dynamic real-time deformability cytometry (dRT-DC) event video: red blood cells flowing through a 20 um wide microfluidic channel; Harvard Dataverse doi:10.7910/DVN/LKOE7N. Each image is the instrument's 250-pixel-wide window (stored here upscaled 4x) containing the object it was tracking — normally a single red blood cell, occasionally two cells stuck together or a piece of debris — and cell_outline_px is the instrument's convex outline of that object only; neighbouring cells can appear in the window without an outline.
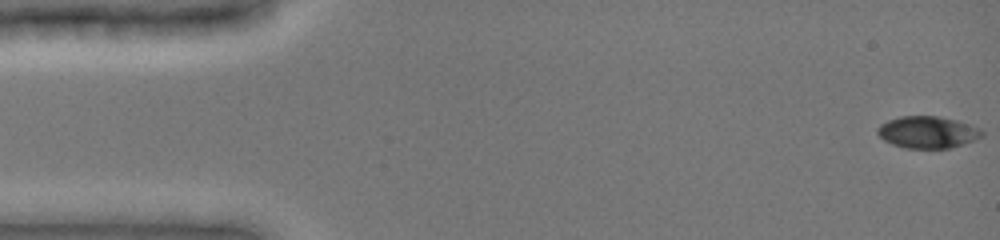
{"species": "common noctule bat (a hibernating species)", "species_latin": "Nyctalus noctula", "temperature_condition": "cold", "stored_images_in_passage": 46, "camera_frame_rate_fps": 3000, "um_per_image_px": 0.085, "animal": {"sex": "female", "body_mass_g": 19.0, "forearm_length_mm": 51.5}, "frame": {"image": 1, "passage_image": 1, "time_ms": 0.0, "image_size_px": [1000, 240], "cell_outline_px": [[984, 136], [976, 140], [952, 148], [904, 148], [892, 144], [884, 140], [876, 132], [876, 128], [880, 124], [888, 120], [900, 116], [940, 116], [956, 120], [980, 128], [984, 132]], "centroid_in_image_um": [78.86, 11.24], "position_along_channel_um": 6.1, "area_um2": 19.65}}
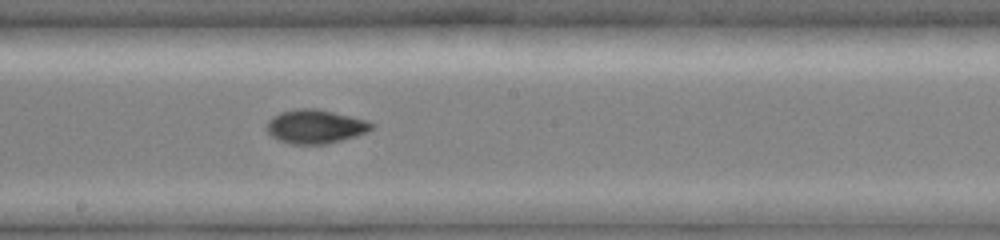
{"frame": {"image": 2, "passage_image": 27, "time_ms": 8.667, "image_size_px": [1000, 240], "cell_outline_px": [[376, 124], [368, 132], [356, 136], [328, 144], [288, 144], [272, 136], [264, 128], [268, 120], [272, 116], [280, 112], [296, 108], [316, 108], [368, 120]], "centroid_in_image_um": [26.8, 10.75], "position_along_channel_um": 221.4, "area_um2": 20.98}}
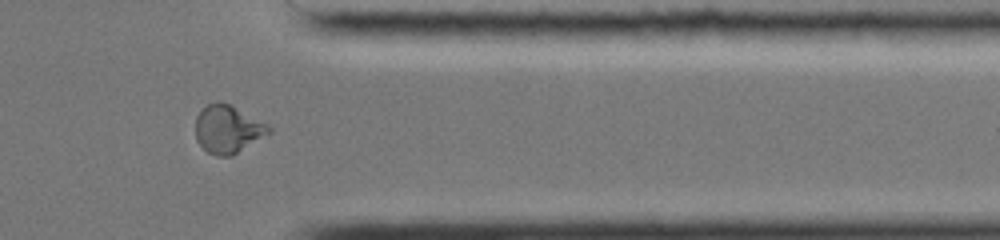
{"frame": {"image": 3, "passage_image": 40, "time_ms": 13.0, "image_size_px": [1000, 240], "cell_outline_px": [[272, 132], [232, 156], [216, 156], [208, 152], [196, 140], [196, 116], [208, 104], [228, 104], [268, 124], [272, 128]], "centroid_in_image_um": [19.39, 11.02], "position_along_channel_um": 392.0, "area_um2": 20.06}}